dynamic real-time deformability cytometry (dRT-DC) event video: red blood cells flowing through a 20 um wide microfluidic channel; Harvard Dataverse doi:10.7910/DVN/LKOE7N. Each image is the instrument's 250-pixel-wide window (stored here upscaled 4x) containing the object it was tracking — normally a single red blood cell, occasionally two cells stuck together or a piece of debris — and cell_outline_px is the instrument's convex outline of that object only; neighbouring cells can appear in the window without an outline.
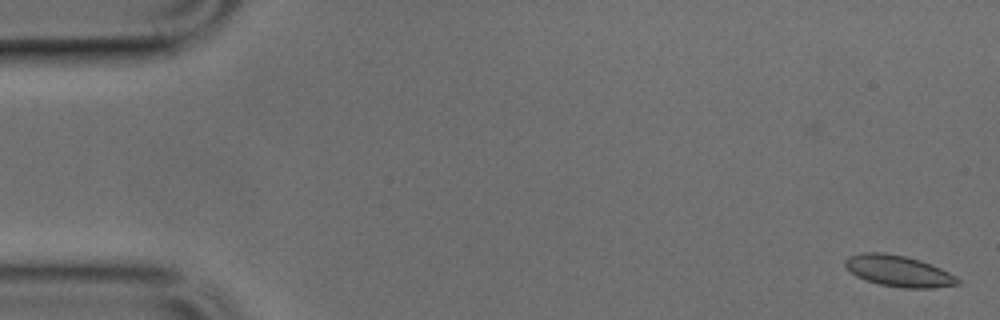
{"species": "common noctule bat (a hibernating species)", "species_latin": "Nyctalus noctula", "temperature_condition": "cold", "stored_images_in_passage": 49, "camera_frame_rate_fps": 3000, "um_per_image_px": 0.085, "animal": {"sex": "male", "body_mass_g": 17.9, "forearm_length_mm": 54.2}, "frame": {"image": 1, "passage_image": 1, "time_ms": 0.0, "image_size_px": [1000, 320], "cell_outline_px": [[960, 284], [932, 288], [904, 288], [880, 284], [856, 276], [844, 264], [844, 260], [848, 256], [860, 252], [884, 252], [904, 256], [920, 260], [932, 264], [956, 276], [960, 280]], "centroid_in_image_um": [76.38, 23.02], "position_along_channel_um": 8.6, "area_um2": 20.4}}
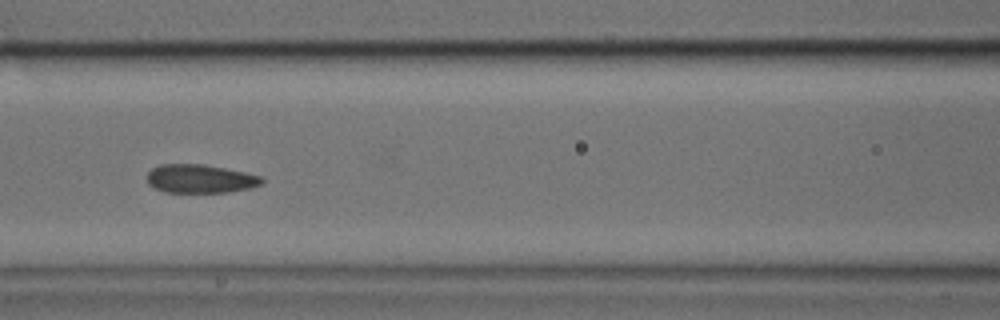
{"frame": {"image": 2, "passage_image": 21, "time_ms": 6.667, "image_size_px": [1000, 320], "cell_outline_px": [[264, 180], [260, 184], [248, 188], [228, 192], [164, 192], [148, 184], [148, 172], [152, 168], [160, 164], [204, 164], [244, 172], [260, 176]], "centroid_in_image_um": [16.99, 15.19], "position_along_channel_um": 149.6, "area_um2": 18.9}}
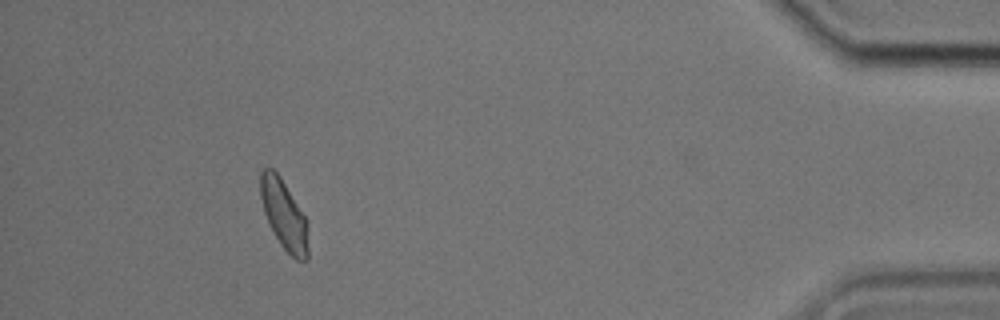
{"frame": {"image": 3, "passage_image": 45, "time_ms": 14.667, "image_size_px": [1000, 320], "cell_outline_px": [[308, 260], [296, 260], [280, 244], [264, 212], [260, 196], [260, 172], [264, 168], [272, 168], [280, 176], [304, 216], [308, 224]], "centroid_in_image_um": [24.14, 18.25], "position_along_channel_um": 411.1, "area_um2": 19.02}}